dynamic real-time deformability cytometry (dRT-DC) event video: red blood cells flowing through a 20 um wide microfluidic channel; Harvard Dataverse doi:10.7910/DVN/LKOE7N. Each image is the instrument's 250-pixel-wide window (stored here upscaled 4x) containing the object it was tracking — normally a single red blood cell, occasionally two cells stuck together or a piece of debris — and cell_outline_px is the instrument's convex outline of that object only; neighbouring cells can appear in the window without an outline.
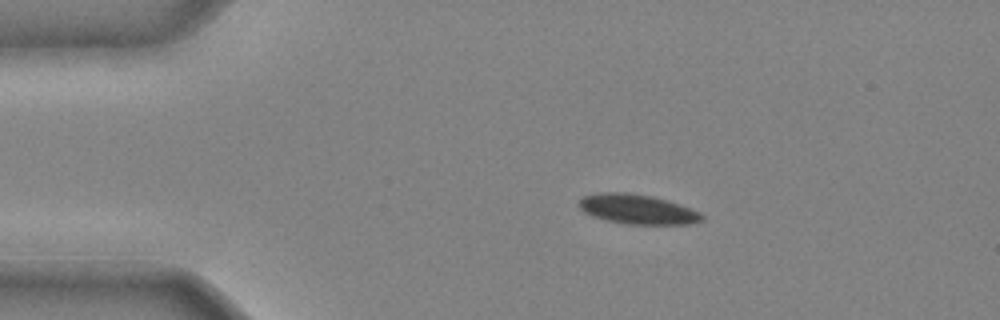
{"species": "common noctule bat (a hibernating species)", "species_latin": "Nyctalus noctula", "temperature_condition": "cold", "stored_images_in_passage": 35, "camera_frame_rate_fps": 3000, "um_per_image_px": 0.085, "animal": {"sex": "male", "body_mass_g": 20.4}, "frame": {"image": 1, "passage_image": 1, "time_ms": 0.0, "image_size_px": [1000, 320], "cell_outline_px": [[704, 220], [688, 224], [624, 224], [592, 216], [584, 212], [576, 204], [584, 196], [600, 192], [628, 192], [652, 196], [680, 204], [700, 212], [704, 216]], "centroid_in_image_um": [54.17, 17.78], "position_along_channel_um": 30.8, "area_um2": 21.33}}
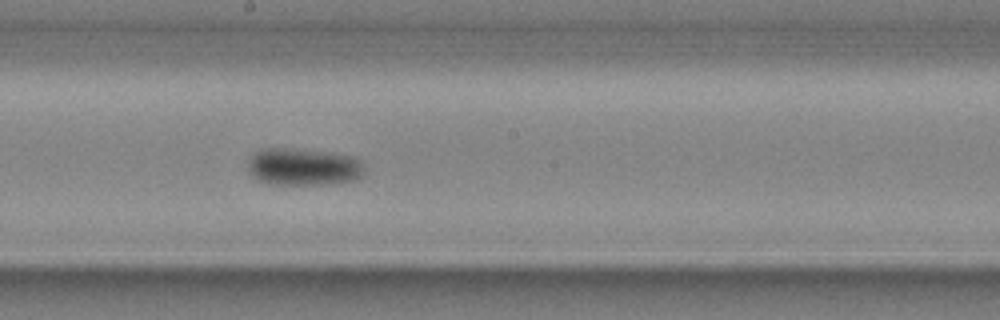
{"frame": {"image": 2, "passage_image": 17, "time_ms": 5.333, "image_size_px": [1000, 320], "cell_outline_px": [[364, 176], [356, 180], [332, 184], [272, 184], [256, 180], [248, 172], [248, 160], [260, 148], [292, 148], [332, 152], [352, 156], [360, 160], [364, 164]], "centroid_in_image_um": [25.81, 14.18], "position_along_channel_um": 222.4, "area_um2": 25.84}}
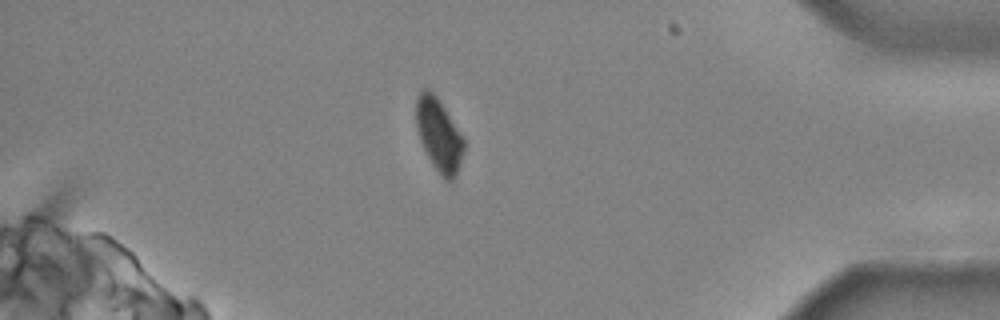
{"frame": {"image": 3, "passage_image": 31, "time_ms": 10.0, "image_size_px": [1000, 320], "cell_outline_px": [[464, 148], [460, 164], [456, 176], [452, 180], [444, 180], [432, 164], [420, 140], [416, 124], [416, 96], [424, 88], [428, 88], [436, 96], [444, 108], [464, 140]], "centroid_in_image_um": [37.29, 11.47], "position_along_channel_um": 397.9, "area_um2": 19.88}}